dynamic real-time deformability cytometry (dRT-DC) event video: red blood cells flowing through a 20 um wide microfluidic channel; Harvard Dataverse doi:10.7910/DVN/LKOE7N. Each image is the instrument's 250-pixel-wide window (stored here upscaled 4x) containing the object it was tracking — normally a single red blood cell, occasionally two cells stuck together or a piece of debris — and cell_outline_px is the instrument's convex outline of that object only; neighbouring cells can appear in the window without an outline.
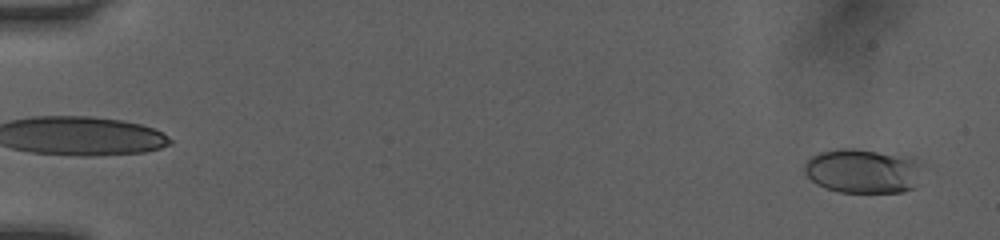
{"species": "human", "species_latin": "Homo sapiens", "temperature_condition": "room temperature", "stored_images_in_passage": 51, "camera_frame_rate_fps": 3000, "um_per_image_px": 0.085, "donor": {"sex": "female"}, "frame": {"image": 1, "passage_image": 2, "time_ms": 0.333, "image_size_px": [1000, 240], "cell_outline_px": [[920, 164], [916, 188], [904, 192], [840, 192], [824, 188], [816, 184], [804, 172], [804, 164], [812, 156], [820, 152], [836, 148], [852, 148], [916, 156], [920, 160]], "centroid_in_image_um": [73.37, 14.52], "position_along_channel_um": 11.6, "area_um2": 31.04}}
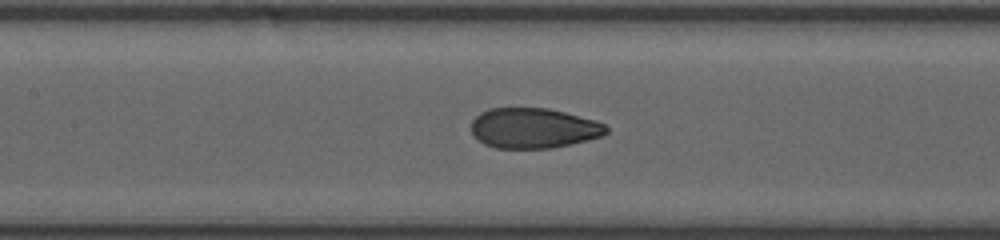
{"frame": {"image": 2, "passage_image": 25, "time_ms": 8.0, "image_size_px": [1000, 240], "cell_outline_px": [[608, 132], [604, 136], [552, 148], [496, 148], [484, 144], [472, 136], [472, 120], [480, 112], [488, 108], [548, 108], [596, 120], [608, 124]], "centroid_in_image_um": [45.36, 10.89], "position_along_channel_um": 162.0, "area_um2": 31.91}}
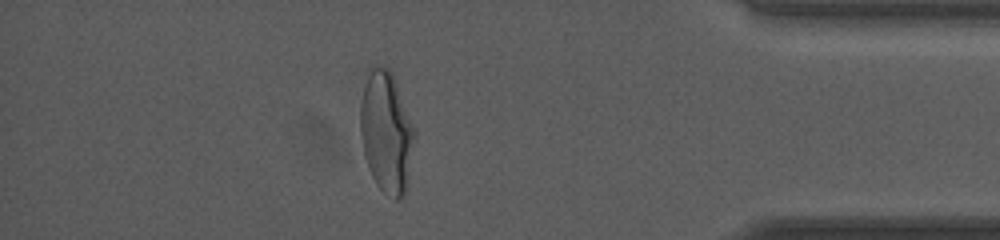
{"frame": {"image": 3, "passage_image": 45, "time_ms": 14.667, "image_size_px": [1000, 240], "cell_outline_px": [[416, 136], [408, 184], [404, 196], [400, 200], [396, 200], [384, 192], [376, 184], [368, 168], [364, 156], [360, 136], [360, 104], [364, 88], [372, 64], [380, 64], [388, 68], [392, 72], [416, 128]], "centroid_in_image_um": [32.87, 11.24], "position_along_channel_um": 402.3, "area_um2": 39.13}, "authors_computed_cell_mechanics": {"area_um2": 32.4258, "velocity_mm_per_s": 4.0845, "shape_relaxation_time_tau1_ms": 5.316, "shape_relaxation_time_tau2_ms": 0.7554, "deformation_change_tau1": 0.1997, "deformation_change_tau2": 0.0592}}